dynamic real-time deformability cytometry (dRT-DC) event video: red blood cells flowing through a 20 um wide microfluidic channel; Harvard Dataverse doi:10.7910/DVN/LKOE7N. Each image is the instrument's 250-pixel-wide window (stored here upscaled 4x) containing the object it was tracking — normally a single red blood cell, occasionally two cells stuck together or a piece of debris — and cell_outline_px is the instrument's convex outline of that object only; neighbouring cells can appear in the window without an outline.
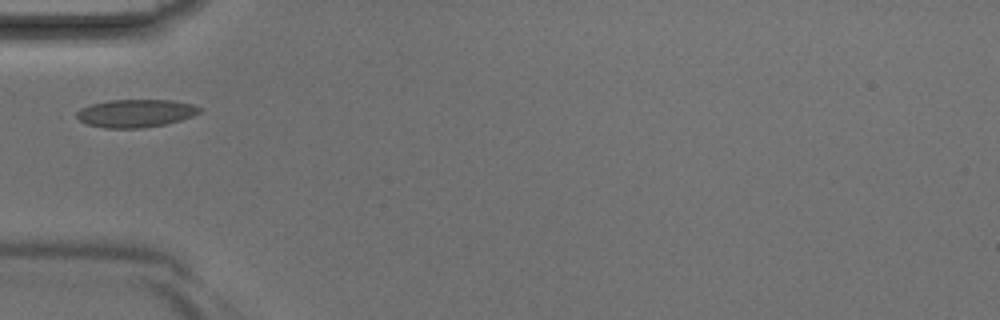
{"species": "Egyptian fruit bat (a non-hibernating species)", "species_latin": "Rousettus aegyptiacus", "temperature_condition": "room temperature", "stored_images_in_passage": 1, "camera_frame_rate_fps": 3000, "um_per_image_px": 0.085, "animal": {"sex": "male"}, "frame": {"image": 1, "passage_image": 1, "time_ms": 0.0, "image_size_px": [1000, 320], "cell_outline_px": [[204, 108], [200, 112], [192, 116], [180, 120], [164, 124], [140, 128], [104, 128], [88, 124], [80, 120], [76, 116], [76, 112], [80, 108], [92, 104], [108, 100], [172, 100], [192, 104]], "centroid_in_image_um": [11.54, 9.62], "position_along_channel_um": 73.5, "area_um2": 19.94}}